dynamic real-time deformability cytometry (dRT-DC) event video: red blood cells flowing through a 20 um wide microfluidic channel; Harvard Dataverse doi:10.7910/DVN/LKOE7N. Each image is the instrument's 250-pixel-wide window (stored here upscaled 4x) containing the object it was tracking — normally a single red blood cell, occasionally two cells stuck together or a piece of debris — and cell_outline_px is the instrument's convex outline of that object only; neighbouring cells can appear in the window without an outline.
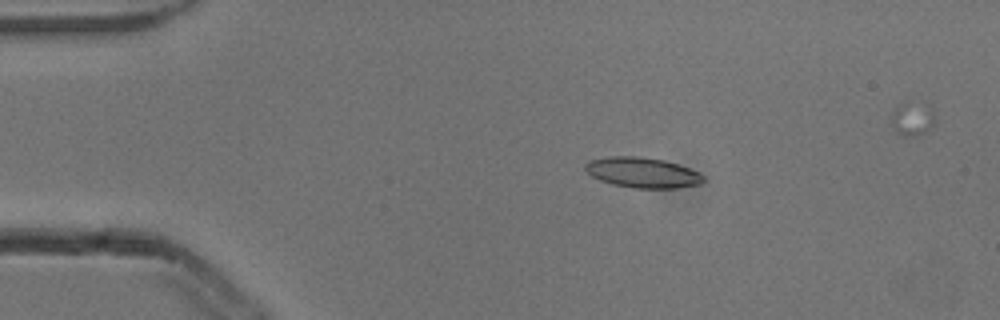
{"species": "common noctule bat (a hibernating species)", "species_latin": "Nyctalus noctula", "temperature_condition": "cold", "stored_images_in_passage": 5, "camera_frame_rate_fps": 3000, "um_per_image_px": 0.085, "animal": {"sex": "male", "body_mass_g": 13.3}, "frame": {"image": 1, "passage_image": 3, "time_ms": 0.667, "image_size_px": [1000, 320], "cell_outline_px": [[704, 180], [700, 184], [676, 188], [632, 188], [612, 184], [600, 180], [592, 176], [584, 168], [584, 164], [588, 160], [608, 156], [640, 156], [664, 160], [700, 172], [704, 176]], "centroid_in_image_um": [54.59, 14.66], "position_along_channel_um": 30.4, "area_um2": 20.98}}